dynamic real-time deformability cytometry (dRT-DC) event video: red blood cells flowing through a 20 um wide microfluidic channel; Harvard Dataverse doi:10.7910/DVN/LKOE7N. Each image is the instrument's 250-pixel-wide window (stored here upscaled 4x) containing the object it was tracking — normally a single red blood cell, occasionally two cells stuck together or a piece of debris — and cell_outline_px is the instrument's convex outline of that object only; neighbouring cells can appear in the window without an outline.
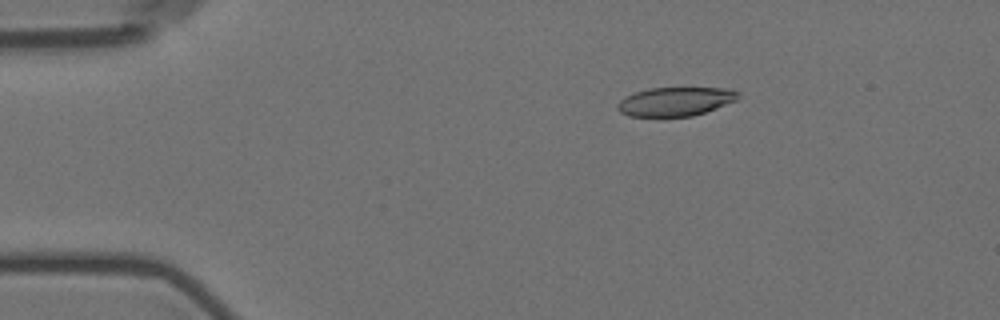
{"species": "Egyptian fruit bat (a non-hibernating species)", "species_latin": "Rousettus aegyptiacus", "temperature_condition": "room temperature", "stored_images_in_passage": 5, "camera_frame_rate_fps": 3000, "um_per_image_px": 0.085, "animal": {"sex": "female"}, "frame": {"image": 1, "passage_image": 3, "time_ms": 2.333, "image_size_px": [1000, 320], "cell_outline_px": [[740, 96], [736, 100], [716, 108], [692, 116], [628, 116], [620, 112], [616, 108], [616, 104], [624, 96], [648, 88], [732, 88], [740, 92]], "centroid_in_image_um": [57.4, 8.62], "position_along_channel_um": 27.6, "area_um2": 20.35}}